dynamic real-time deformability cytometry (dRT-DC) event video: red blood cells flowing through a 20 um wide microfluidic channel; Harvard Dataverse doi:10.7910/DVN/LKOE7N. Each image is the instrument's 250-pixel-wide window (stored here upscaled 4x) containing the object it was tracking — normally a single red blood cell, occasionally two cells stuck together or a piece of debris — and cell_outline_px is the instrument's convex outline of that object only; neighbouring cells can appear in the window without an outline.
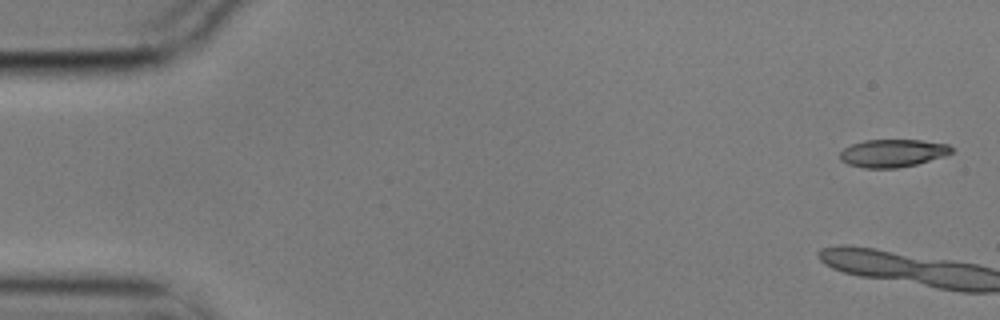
{"species": "common noctule bat (a hibernating species)", "species_latin": "Nyctalus noctula", "temperature_condition": "cold", "stored_images_in_passage": 9, "camera_frame_rate_fps": 3000, "um_per_image_px": 0.085, "animal": {"sex": "male", "body_mass_g": 17.9}, "frame": {"image": 1, "passage_image": 1, "time_ms": 0.0, "image_size_px": [1000, 320], "cell_outline_px": [[952, 152], [944, 156], [916, 164], [896, 168], [864, 168], [848, 164], [840, 160], [840, 152], [844, 148], [852, 144], [864, 140], [920, 140], [948, 144], [952, 148]], "centroid_in_image_um": [75.86, 13.01], "position_along_channel_um": 9.1, "area_um2": 17.98}}
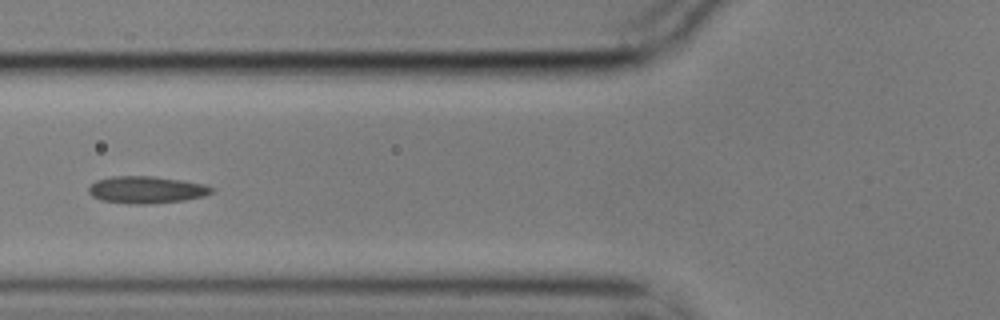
{"frame": {"image": 2, "passage_image": 7, "time_ms": 2.0, "image_size_px": [1000, 320], "cell_outline_px": [[216, 188], [212, 192], [204, 196], [184, 200], [148, 204], [128, 204], [100, 200], [92, 196], [88, 192], [88, 188], [96, 180], [112, 176], [152, 176], [180, 180], [204, 184]], "centroid_in_image_um": [12.43, 16.13], "position_along_channel_um": 113.4, "area_um2": 19.48}}
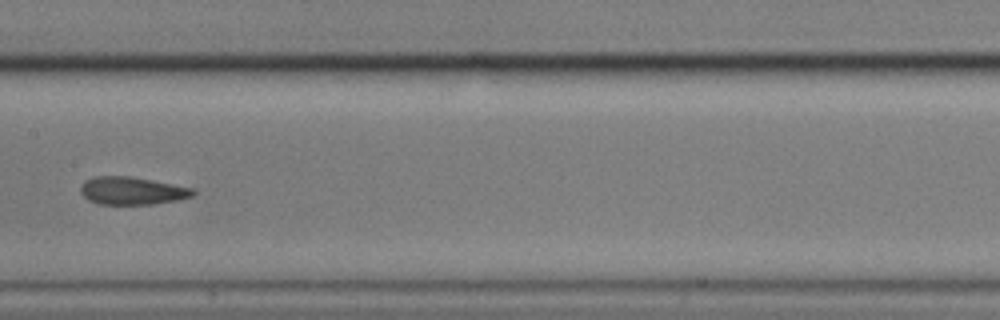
{"frame": {"image": 3, "passage_image": 9, "time_ms": 2.667, "image_size_px": [1000, 320], "cell_outline_px": [[196, 192], [192, 196], [176, 200], [152, 204], [100, 204], [88, 200], [80, 192], [80, 184], [84, 180], [96, 176], [128, 176], [196, 188]], "centroid_in_image_um": [11.21, 16.21], "position_along_channel_um": 196.2, "area_um2": 18.21}}